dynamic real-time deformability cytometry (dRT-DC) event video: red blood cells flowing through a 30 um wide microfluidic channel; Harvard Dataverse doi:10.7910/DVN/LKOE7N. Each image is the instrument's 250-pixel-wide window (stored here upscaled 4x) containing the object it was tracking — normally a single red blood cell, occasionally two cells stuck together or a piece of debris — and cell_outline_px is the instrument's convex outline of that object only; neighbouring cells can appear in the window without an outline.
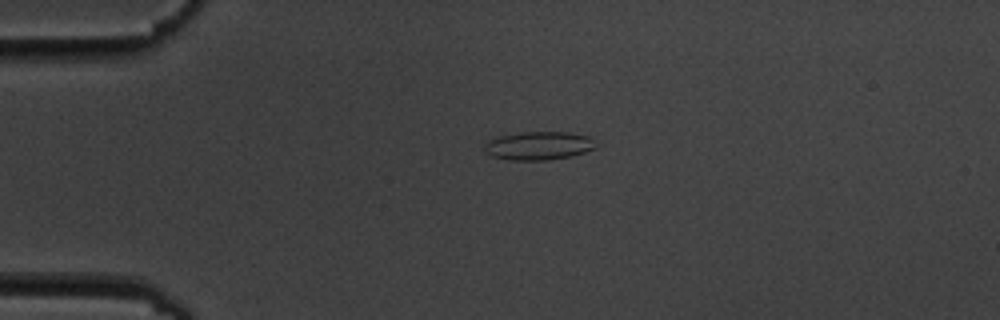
{"species": "common noctule bat (a hibernating species)", "species_latin": "Nyctalus noctula", "temperature_condition": "cold", "stored_images_in_passage": 3, "camera_frame_rate_fps": 3000, "um_per_image_px": 0.085, "animal": {"sex": "male", "body_mass_g": 19.5, "forearm_length_mm": 54.6}, "frame": {"image": 1, "passage_image": 2, "time_ms": 1.0, "image_size_px": [1000, 320], "cell_outline_px": [[596, 148], [584, 152], [568, 156], [548, 160], [508, 160], [492, 156], [484, 148], [484, 144], [496, 136], [520, 132], [568, 132], [588, 136], [592, 140]], "centroid_in_image_um": [45.75, 12.38], "position_along_channel_um": 39.3, "area_um2": 18.26}}